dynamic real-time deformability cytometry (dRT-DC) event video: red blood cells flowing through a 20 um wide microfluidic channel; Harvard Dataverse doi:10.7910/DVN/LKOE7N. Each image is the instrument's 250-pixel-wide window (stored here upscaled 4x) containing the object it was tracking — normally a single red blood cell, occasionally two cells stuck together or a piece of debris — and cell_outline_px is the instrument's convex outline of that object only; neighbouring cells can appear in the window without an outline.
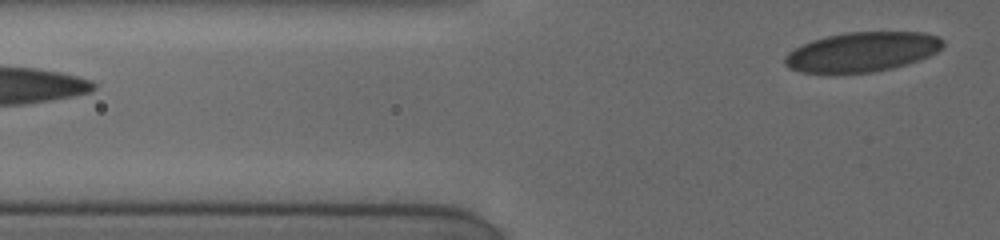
{"species": "human", "species_latin": "Homo sapiens", "temperature_condition": "cold", "stored_images_in_passage": 3, "segment_of_instrument_passage": [2, 2], "camera_frame_rate_fps": 3000, "um_per_image_px": 0.085, "donor": {"sex": "female"}, "frame": {"image": 1, "passage_image": 3, "time_ms": 1.667, "image_size_px": [1000, 240], "cell_outline_px": [[944, 44], [936, 52], [928, 56], [892, 68], [872, 72], [836, 76], [804, 72], [788, 68], [784, 64], [784, 56], [792, 48], [812, 40], [824, 36], [848, 32], [924, 32], [940, 36], [944, 40]], "centroid_in_image_um": [73.2, 4.43], "position_along_channel_um": 52.6, "area_um2": 37.34}}